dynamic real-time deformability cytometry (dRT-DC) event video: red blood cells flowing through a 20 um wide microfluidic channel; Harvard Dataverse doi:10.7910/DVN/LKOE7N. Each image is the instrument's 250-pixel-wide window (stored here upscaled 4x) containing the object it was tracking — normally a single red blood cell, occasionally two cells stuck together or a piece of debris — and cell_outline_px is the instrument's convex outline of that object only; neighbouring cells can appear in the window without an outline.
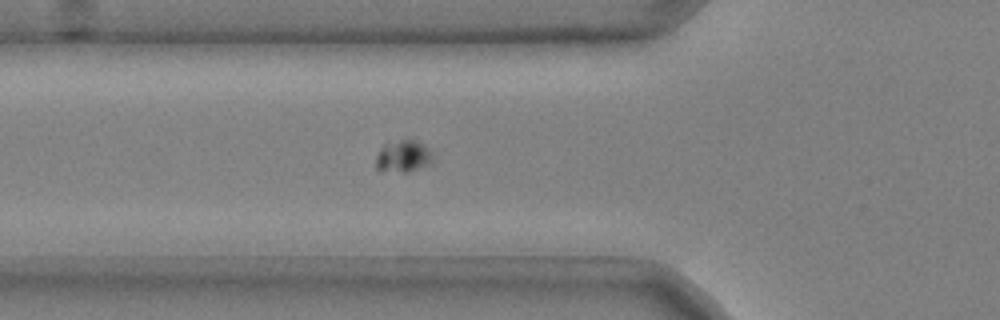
{"species": "common noctule bat (a hibernating species)", "species_latin": "Nyctalus noctula", "temperature_condition": "cold", "stored_images_in_passage": 39, "camera_frame_rate_fps": 3000, "um_per_image_px": 0.085, "animal": {"sex": "male", "body_mass_g": 20.4}, "frame": {"image": 1, "passage_image": 6, "time_ms": 1.667, "image_size_px": [1000, 320], "cell_outline_px": [[432, 164], [408, 172], [380, 172], [376, 168], [376, 156], [380, 148], [384, 144], [400, 140], [416, 140], [428, 148], [432, 156]], "centroid_in_image_um": [34.24, 13.31], "position_along_channel_um": 91.6, "area_um2": 10.75}}
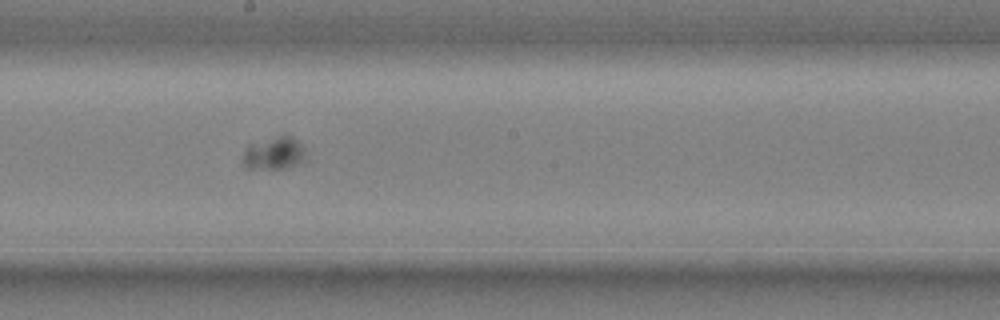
{"frame": {"image": 2, "passage_image": 17, "time_ms": 5.333, "image_size_px": [1000, 320], "cell_outline_px": [[308, 160], [288, 168], [244, 168], [244, 148], [248, 144], [276, 136], [292, 136], [304, 148], [308, 156]], "centroid_in_image_um": [23.34, 13.03], "position_along_channel_um": 224.9, "area_um2": 12.14}}
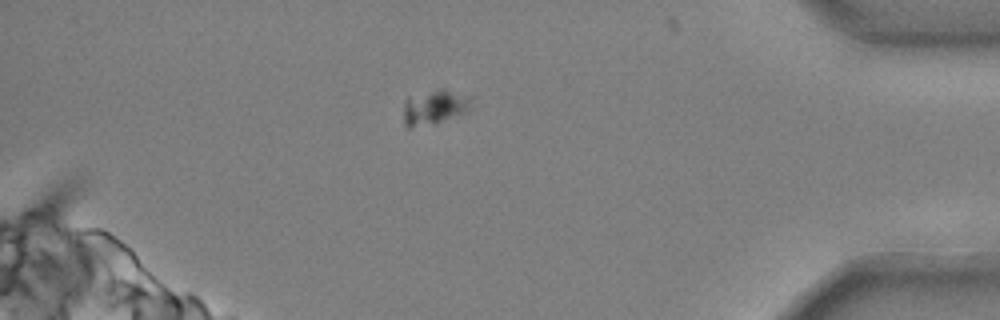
{"frame": {"image": 3, "passage_image": 34, "time_ms": 11.0, "image_size_px": [1000, 320], "cell_outline_px": [[468, 104], [460, 112], [436, 124], [408, 128], [404, 124], [404, 104], [408, 96], [444, 88], [468, 100]], "centroid_in_image_um": [36.73, 9.14], "position_along_channel_um": 398.5, "area_um2": 12.72}}